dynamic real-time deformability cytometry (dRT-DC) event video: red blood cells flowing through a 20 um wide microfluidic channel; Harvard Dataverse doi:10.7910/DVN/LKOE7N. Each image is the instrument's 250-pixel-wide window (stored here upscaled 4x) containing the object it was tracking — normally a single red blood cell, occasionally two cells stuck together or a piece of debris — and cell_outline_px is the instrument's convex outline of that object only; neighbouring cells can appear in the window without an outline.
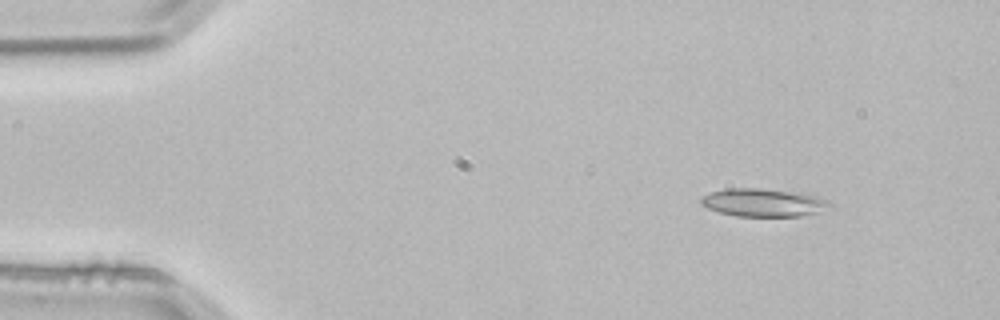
{"species": "common noctule bat (a hibernating species)", "species_latin": "Nyctalus noctula", "temperature_condition": "room temperature", "stored_images_in_passage": 3, "camera_frame_rate_fps": 3000, "um_per_image_px": 0.085, "animal": {"sex": "male", "body_mass_g": 21.5, "forearm_length_mm": 52.0}, "frame": {"image": 1, "passage_image": 1, "time_ms": 0.0, "image_size_px": [1000, 320], "cell_outline_px": [[832, 208], [820, 212], [800, 216], [736, 216], [720, 212], [708, 208], [700, 204], [700, 200], [704, 196], [712, 192], [724, 188], [760, 188], [800, 192], [828, 200], [832, 204]], "centroid_in_image_um": [64.93, 17.22], "position_along_channel_um": 20.1, "area_um2": 21.15}}
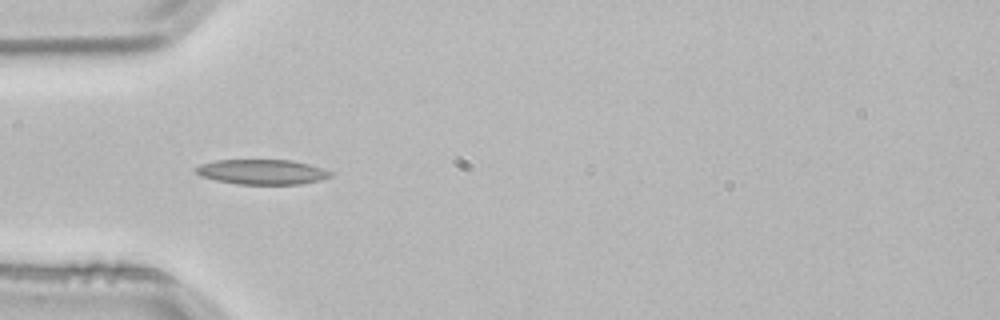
{"frame": {"image": 2, "passage_image": 3, "time_ms": 0.667, "image_size_px": [1000, 320], "cell_outline_px": [[332, 176], [320, 180], [300, 184], [236, 184], [216, 180], [200, 176], [192, 168], [200, 164], [216, 160], [292, 160], [308, 164], [332, 172]], "centroid_in_image_um": [22.23, 14.61], "position_along_channel_um": 62.8, "area_um2": 19.59}}